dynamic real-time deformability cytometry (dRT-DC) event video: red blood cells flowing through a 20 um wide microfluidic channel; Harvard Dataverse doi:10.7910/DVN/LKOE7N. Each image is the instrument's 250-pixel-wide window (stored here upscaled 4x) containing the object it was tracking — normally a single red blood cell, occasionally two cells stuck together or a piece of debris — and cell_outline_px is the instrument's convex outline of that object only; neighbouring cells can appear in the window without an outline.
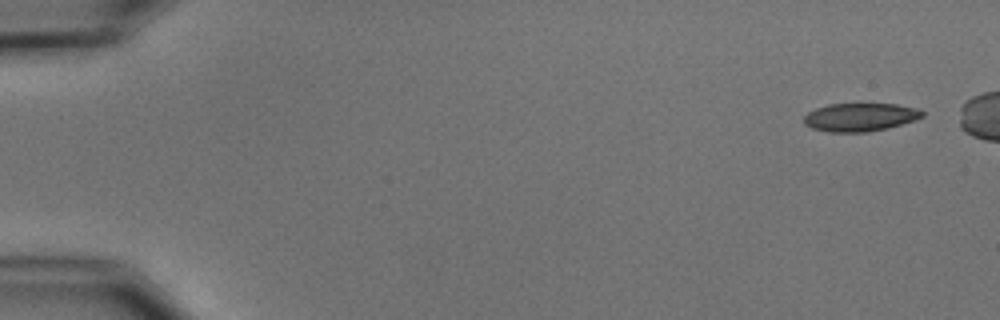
{"species": "common noctule bat (a hibernating species)", "species_latin": "Nyctalus noctula", "temperature_condition": "cold", "stored_images_in_passage": 6, "camera_frame_rate_fps": 3000, "um_per_image_px": 0.085, "animal": {"sex": "male", "body_mass_g": 15.6}, "frame": {"image": 1, "passage_image": 1, "time_ms": 0.0, "image_size_px": [1000, 320], "cell_outline_px": [[924, 116], [916, 120], [888, 128], [868, 132], [828, 132], [812, 128], [804, 124], [804, 116], [808, 112], [816, 108], [828, 104], [896, 104], [920, 108], [924, 112]], "centroid_in_image_um": [73.14, 9.96], "position_along_channel_um": 11.9, "area_um2": 19.65}}